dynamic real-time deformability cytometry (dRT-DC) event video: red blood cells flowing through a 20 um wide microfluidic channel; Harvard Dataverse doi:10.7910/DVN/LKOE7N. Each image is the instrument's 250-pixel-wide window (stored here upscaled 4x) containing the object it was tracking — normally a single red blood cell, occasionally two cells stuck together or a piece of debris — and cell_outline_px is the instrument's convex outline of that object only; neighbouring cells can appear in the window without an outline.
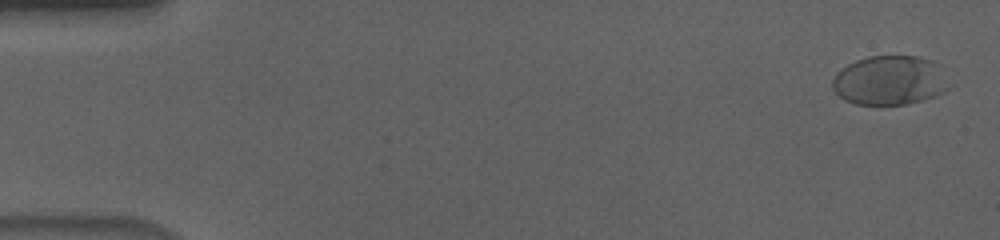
{"species": "human", "species_latin": "Homo sapiens", "temperature_condition": "cold", "stored_images_in_passage": 57, "camera_frame_rate_fps": 3000, "um_per_image_px": 0.085, "donor": {"sex": "male"}, "frame": {"image": 1, "passage_image": 2, "time_ms": 0.333, "image_size_px": [1000, 240], "cell_outline_px": [[948, 88], [944, 92], [920, 100], [904, 104], [856, 104], [844, 100], [832, 88], [832, 80], [836, 72], [848, 64], [856, 60], [868, 56], [916, 56], [932, 60]], "centroid_in_image_um": [75.52, 6.83], "position_along_channel_um": 9.5, "area_um2": 32.71}}
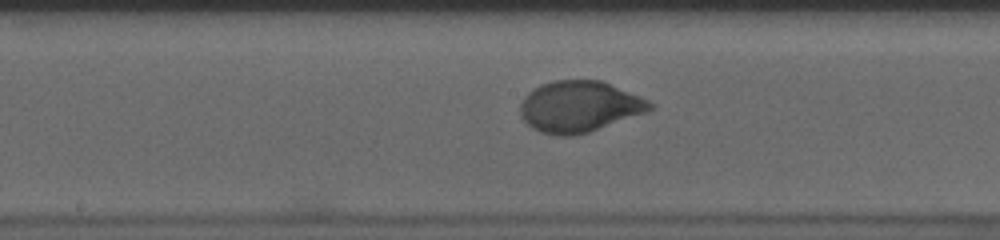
{"frame": {"image": 2, "passage_image": 30, "time_ms": 9.667, "image_size_px": [1000, 240], "cell_outline_px": [[656, 104], [652, 108], [644, 112], [588, 132], [572, 136], [556, 136], [540, 132], [532, 128], [520, 116], [520, 104], [524, 96], [532, 88], [540, 84], [556, 80], [600, 80], [640, 96]], "centroid_in_image_um": [49.19, 9.05], "position_along_channel_um": 199.0, "area_um2": 38.49}}
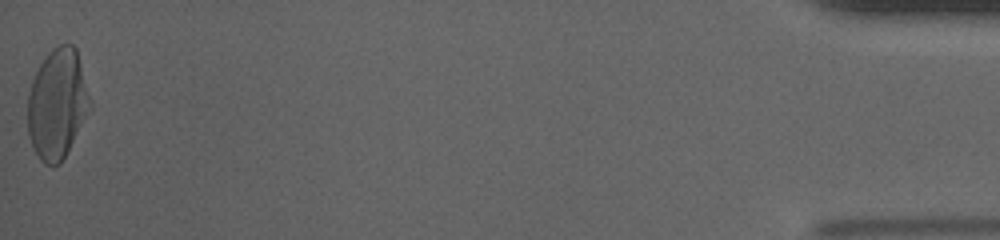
{"frame": {"image": 3, "passage_image": 57, "time_ms": 18.667, "image_size_px": [1000, 240], "cell_outline_px": [[92, 108], [60, 164], [44, 164], [40, 160], [28, 136], [28, 92], [32, 80], [40, 64], [48, 52], [52, 48], [60, 44], [72, 44], [76, 48], [92, 100]], "centroid_in_image_um": [4.89, 8.81], "position_along_channel_um": 430.3, "area_um2": 40.11}, "authors_computed_cell_mechanics": {"area_um2": 37.3388, "velocity_mm_per_s": 3.6234, "shape_relaxation_time_tau1_ms": 3.7333, "shape_relaxation_time_tau2_ms": null, "deformation_change_tau1": 0.1794, "deformation_change_tau2": null}}